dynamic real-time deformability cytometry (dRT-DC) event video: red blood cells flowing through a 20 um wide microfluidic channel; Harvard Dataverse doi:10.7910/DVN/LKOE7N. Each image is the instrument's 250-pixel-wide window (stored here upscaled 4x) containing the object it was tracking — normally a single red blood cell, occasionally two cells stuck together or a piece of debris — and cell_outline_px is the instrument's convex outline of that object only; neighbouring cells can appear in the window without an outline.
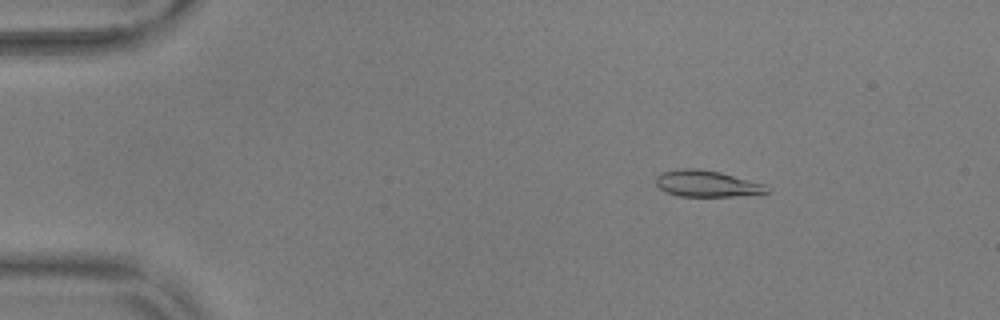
{"species": "common noctule bat (a hibernating species)", "species_latin": "Nyctalus noctula", "temperature_condition": "warm", "stored_images_in_passage": 55, "camera_frame_rate_fps": 3000, "um_per_image_px": 0.085, "animal": {"sex": "male", "body_mass_g": 17.9, "forearm_length_mm": 54.2}, "frame": {"image": 1, "passage_image": 9, "time_ms": 2.667, "image_size_px": [1000, 320], "cell_outline_px": [[772, 188], [768, 192], [732, 196], [680, 196], [664, 192], [656, 184], [656, 176], [660, 172], [680, 168], [696, 168], [720, 172], [764, 184]], "centroid_in_image_um": [60.04, 15.6], "position_along_channel_um": 25.0, "area_um2": 17.05}}
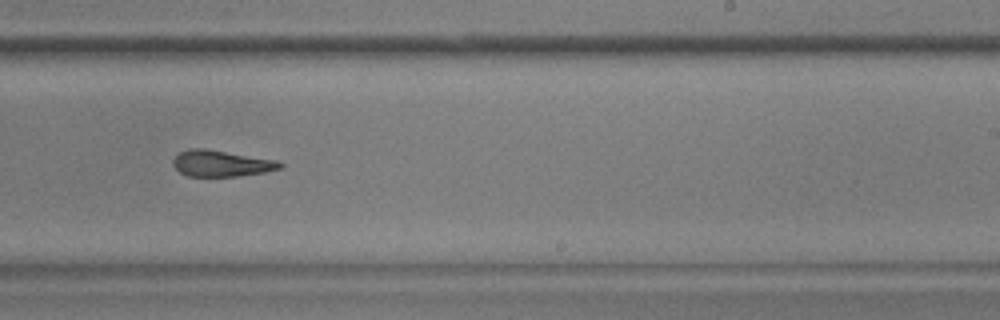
{"frame": {"image": 2, "passage_image": 35, "time_ms": 11.333, "image_size_px": [1000, 320], "cell_outline_px": [[284, 164], [280, 168], [264, 172], [236, 176], [188, 176], [180, 172], [172, 164], [172, 160], [180, 152], [188, 148], [204, 148], [276, 160]], "centroid_in_image_um": [18.77, 13.88], "position_along_channel_um": 270.2, "area_um2": 16.18}}
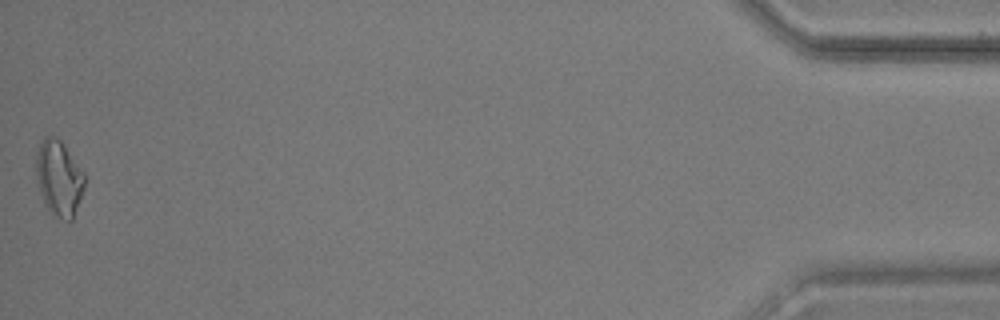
{"frame": {"image": 3, "passage_image": 55, "time_ms": 18.0, "image_size_px": [1000, 320], "cell_outline_px": [[84, 188], [72, 220], [68, 220], [52, 216], [44, 204], [36, 180], [36, 156], [40, 144], [44, 136], [56, 136], [60, 140], [84, 172]], "centroid_in_image_um": [4.99, 15.16], "position_along_channel_um": 430.2, "area_um2": 21.27}, "authors_computed_cell_mechanics": {"area_um2": 17.1666, "velocity_mm_per_s": 3.7205, "shape_relaxation_time_tau1_ms": 8.0552, "shape_relaxation_time_tau2_ms": 2.6016, "deformation_change_tau1": 0.1936, "deformation_change_tau2": 0.1039}}